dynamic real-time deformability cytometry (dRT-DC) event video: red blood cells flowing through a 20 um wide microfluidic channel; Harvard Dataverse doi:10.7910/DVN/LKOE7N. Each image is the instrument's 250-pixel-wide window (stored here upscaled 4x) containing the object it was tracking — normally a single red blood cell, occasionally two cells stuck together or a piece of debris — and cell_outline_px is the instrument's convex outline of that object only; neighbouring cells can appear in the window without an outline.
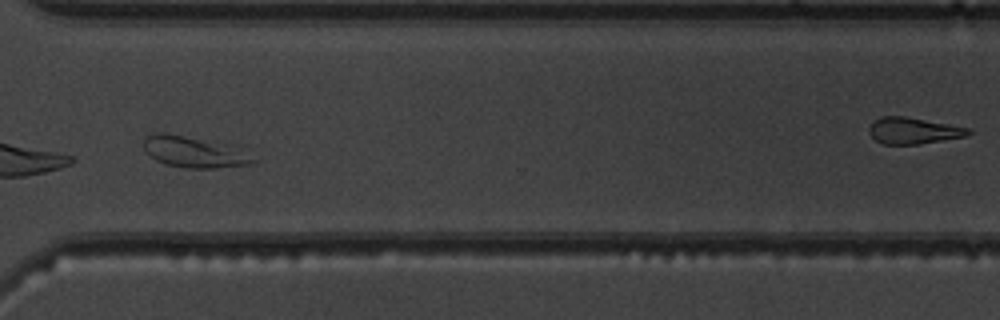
{"species": "common noctule bat (a hibernating species)", "species_latin": "Nyctalus noctula", "temperature_condition": "warm", "stored_images_in_passage": 49, "camera_frame_rate_fps": 3000, "um_per_image_px": 0.085, "animal": {"sex": "male", "body_mass_g": 19.5, "forearm_length_mm": 54.6}, "frame": {"image": 1, "passage_image": 37, "time_ms": 12.0, "image_size_px": [1000, 320], "cell_outline_px": [[256, 160], [252, 164], [216, 168], [184, 168], [168, 164], [156, 160], [144, 148], [144, 140], [148, 136], [160, 132], [164, 132], [232, 144]], "centroid_in_image_um": [16.53, 12.91], "position_along_channel_um": 354.1, "area_um2": 19.71}}
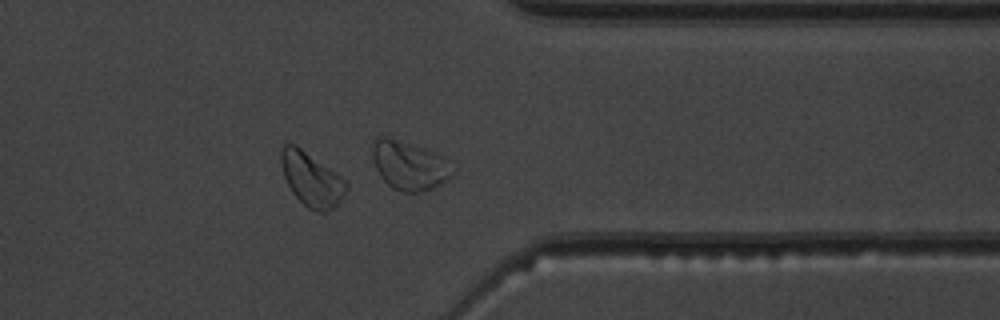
{"frame": {"image": 2, "passage_image": 39, "time_ms": 12.667, "image_size_px": [1000, 320], "cell_outline_px": [[348, 188], [344, 196], [332, 208], [324, 212], [320, 212], [308, 208], [292, 192], [284, 176], [280, 164], [280, 148], [284, 144], [296, 144], [348, 180]], "centroid_in_image_um": [26.49, 15.2], "position_along_channel_um": 384.9, "area_um2": 20.63}, "authors_computed_cell_mechanics": {"area_um2": 20.6346, "velocity_mm_per_s": 3.8798, "shape_relaxation_time_tau1_ms": null, "shape_relaxation_time_tau2_ms": 1.7145, "deformation_change_tau1": null, "deformation_change_tau2": 0.084}}